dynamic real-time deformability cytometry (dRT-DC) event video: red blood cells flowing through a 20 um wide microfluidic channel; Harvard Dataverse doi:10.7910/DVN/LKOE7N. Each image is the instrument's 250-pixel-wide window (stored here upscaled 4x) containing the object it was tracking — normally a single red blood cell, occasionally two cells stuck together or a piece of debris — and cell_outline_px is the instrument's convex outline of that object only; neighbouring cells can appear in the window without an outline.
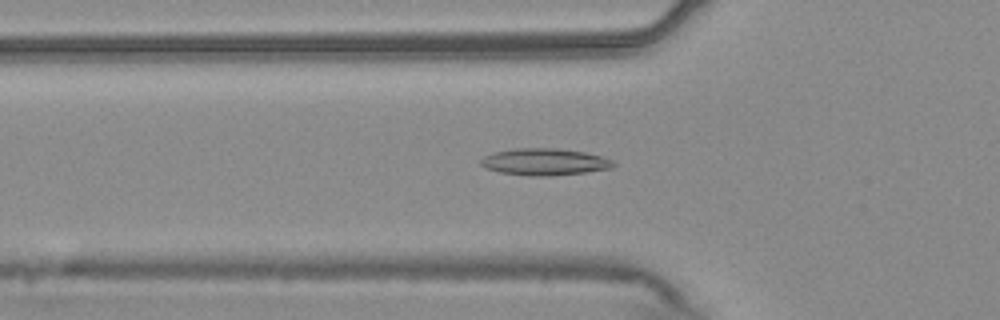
{"species": "common noctule bat (a hibernating species)", "species_latin": "Nyctalus noctula", "temperature_condition": "warm", "stored_images_in_passage": 54, "camera_frame_rate_fps": 3000, "um_per_image_px": 0.085, "animal": {"sex": "male", "body_mass_g": 20.4}, "frame": {"image": 1, "passage_image": 18, "time_ms": 5.667, "image_size_px": [1000, 320], "cell_outline_px": [[616, 164], [612, 168], [584, 172], [552, 176], [528, 176], [500, 172], [484, 168], [480, 164], [480, 160], [484, 156], [496, 152], [512, 148], [556, 148], [584, 152], [600, 156], [612, 160]], "centroid_in_image_um": [46.26, 13.76], "position_along_channel_um": 79.5, "area_um2": 20.75}}
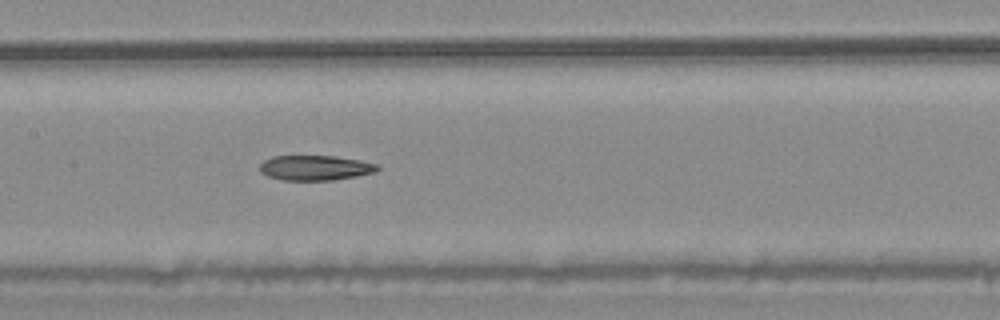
{"frame": {"image": 2, "passage_image": 26, "time_ms": 8.333, "image_size_px": [1000, 320], "cell_outline_px": [[380, 168], [372, 172], [356, 176], [332, 180], [280, 180], [268, 176], [260, 172], [260, 164], [264, 160], [272, 156], [332, 156], [360, 160], [376, 164]], "centroid_in_image_um": [26.74, 14.26], "position_along_channel_um": 180.7, "area_um2": 16.99}}
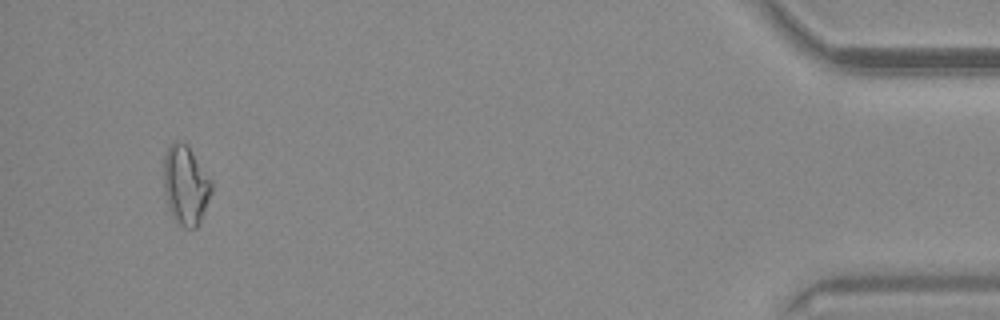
{"frame": {"image": 3, "passage_image": 51, "time_ms": 16.667, "image_size_px": [1000, 320], "cell_outline_px": [[212, 192], [200, 224], [196, 228], [184, 228], [172, 216], [168, 208], [164, 192], [164, 156], [168, 144], [172, 140], [180, 140], [188, 144], [212, 180]], "centroid_in_image_um": [15.78, 15.7], "position_along_channel_um": 419.4, "area_um2": 22.66}}